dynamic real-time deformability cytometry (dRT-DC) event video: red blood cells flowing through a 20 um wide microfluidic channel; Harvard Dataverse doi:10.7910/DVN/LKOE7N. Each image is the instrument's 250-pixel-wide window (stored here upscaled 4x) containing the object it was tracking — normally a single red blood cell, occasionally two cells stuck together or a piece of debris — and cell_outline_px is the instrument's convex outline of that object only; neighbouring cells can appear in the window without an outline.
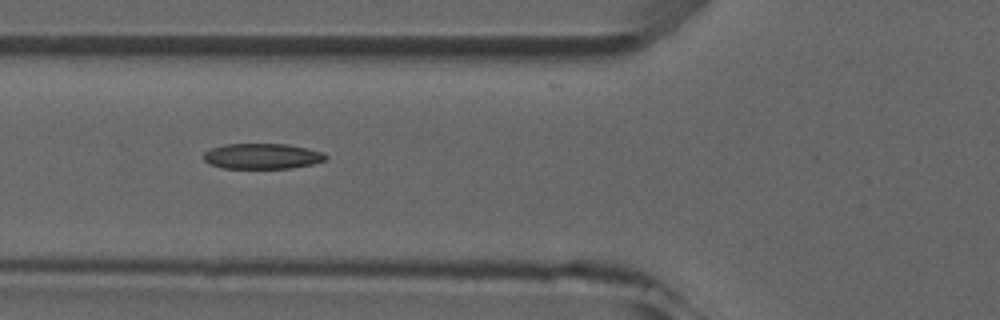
{"species": "common noctule bat (a hibernating species)", "species_latin": "Nyctalus noctula", "temperature_condition": "room temperature", "stored_images_in_passage": 6, "camera_frame_rate_fps": 3000, "um_per_image_px": 0.085, "animal": {"sex": "male", "forearm_length_mm": 52.5}, "frame": {"image": 1, "passage_image": 3, "time_ms": 2.333, "image_size_px": [1000, 320], "cell_outline_px": [[328, 156], [324, 160], [312, 164], [292, 168], [224, 168], [208, 164], [204, 160], [204, 152], [212, 148], [224, 144], [288, 144], [308, 148], [324, 152]], "centroid_in_image_um": [22.3, 13.27], "position_along_channel_um": 103.5, "area_um2": 18.21}}
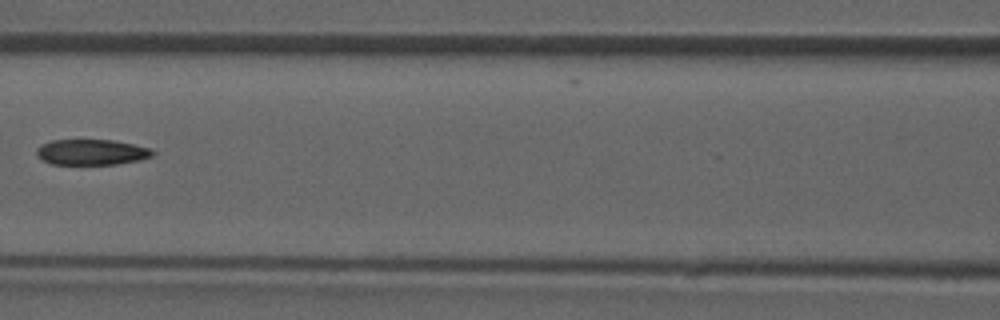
{"frame": {"image": 2, "passage_image": 4, "time_ms": 3.667, "image_size_px": [1000, 320], "cell_outline_px": [[156, 152], [152, 156], [140, 160], [116, 164], [52, 164], [36, 156], [36, 148], [40, 144], [52, 140], [112, 140], [132, 144], [148, 148]], "centroid_in_image_um": [7.75, 12.93], "position_along_channel_um": 158.9, "area_um2": 17.28}}